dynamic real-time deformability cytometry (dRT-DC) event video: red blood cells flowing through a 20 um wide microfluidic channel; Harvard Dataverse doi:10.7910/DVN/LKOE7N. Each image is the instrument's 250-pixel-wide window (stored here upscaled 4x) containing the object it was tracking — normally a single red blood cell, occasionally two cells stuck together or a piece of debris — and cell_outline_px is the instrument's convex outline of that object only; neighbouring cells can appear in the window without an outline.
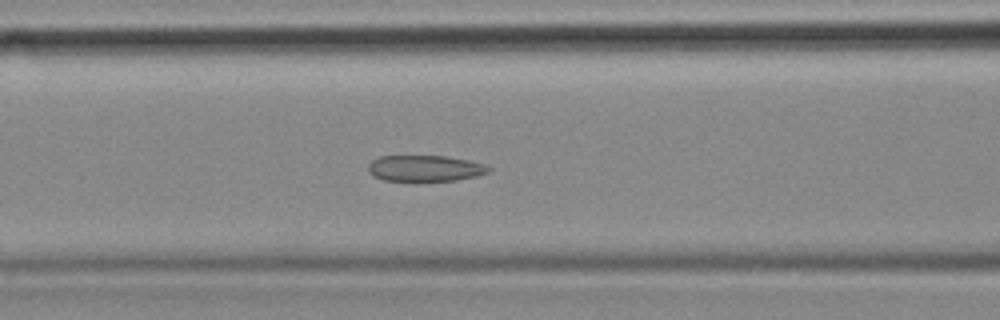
{"species": "common noctule bat (a hibernating species)", "species_latin": "Nyctalus noctula", "temperature_condition": "cold", "stored_images_in_passage": 48, "camera_frame_rate_fps": 3000, "um_per_image_px": 0.085, "animal": {"sex": "female", "body_mass_g": 18.4}, "frame": {"image": 1, "passage_image": 14, "time_ms": 4.333, "image_size_px": [1000, 320], "cell_outline_px": [[492, 168], [488, 172], [476, 176], [456, 180], [384, 180], [372, 176], [368, 172], [368, 164], [372, 160], [380, 156], [448, 156], [468, 160], [484, 164]], "centroid_in_image_um": [36.11, 14.29], "position_along_channel_um": 130.5, "area_um2": 18.21}, "authors_computed_cell_mechanics": {"area_um2": 19.7965, "velocity_mm_per_s": 3.5774, "shape_relaxation_time_tau1_ms": null, "shape_relaxation_time_tau2_ms": 3.0562, "deformation_change_tau1": null, "deformation_change_tau2": 0.1121}}